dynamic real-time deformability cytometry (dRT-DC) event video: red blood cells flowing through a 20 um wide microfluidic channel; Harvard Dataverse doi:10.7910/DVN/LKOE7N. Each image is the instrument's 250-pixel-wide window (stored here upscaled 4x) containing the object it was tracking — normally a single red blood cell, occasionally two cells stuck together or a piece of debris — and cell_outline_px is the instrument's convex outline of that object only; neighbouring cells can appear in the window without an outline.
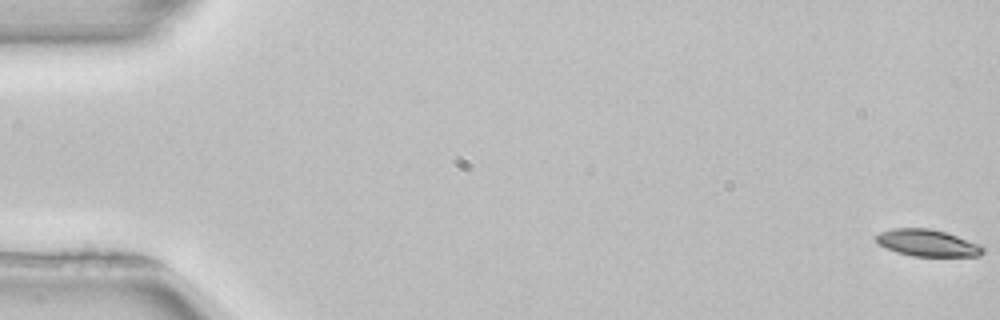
{"species": "common noctule bat (a hibernating species)", "species_latin": "Nyctalus noctula", "temperature_condition": "room temperature", "stored_images_in_passage": 53, "camera_frame_rate_fps": 3000, "um_per_image_px": 0.085, "animal": {"sex": "female", "body_mass_g": 22.7, "forearm_length_mm": 54.2}, "frame": {"image": 1, "passage_image": 1, "time_ms": 0.0, "image_size_px": [1000, 320], "cell_outline_px": [[984, 252], [980, 256], [912, 256], [896, 252], [880, 244], [876, 240], [876, 236], [880, 232], [892, 228], [928, 228], [944, 232], [980, 244], [984, 248]], "centroid_in_image_um": [78.84, 20.65], "position_along_channel_um": 6.2, "area_um2": 16.53}}
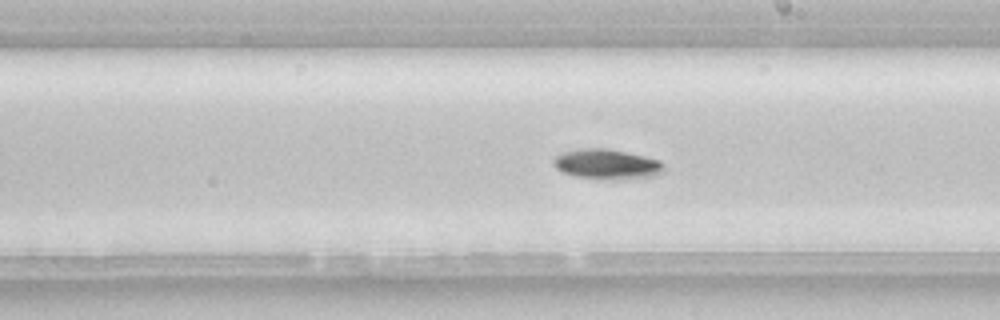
{"frame": {"image": 2, "passage_image": 31, "time_ms": 10.0, "image_size_px": [1000, 320], "cell_outline_px": [[664, 172], [656, 176], [628, 180], [600, 180], [576, 176], [560, 172], [552, 164], [552, 160], [556, 156], [564, 152], [580, 148], [608, 148], [644, 156], [660, 160], [664, 164]], "centroid_in_image_um": [51.6, 13.98], "position_along_channel_um": 237.4, "area_um2": 19.94}}
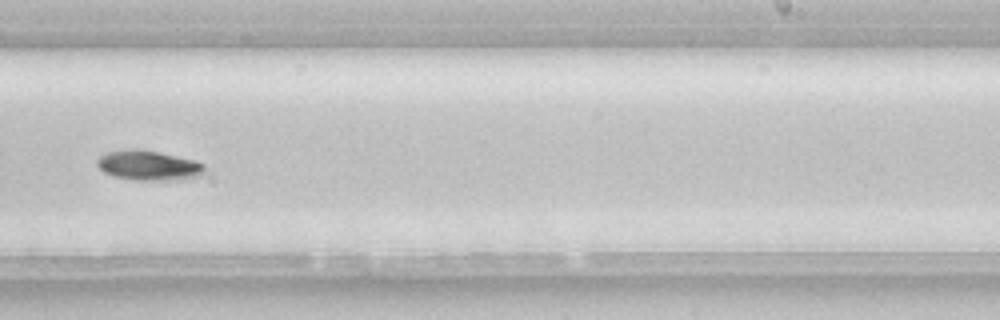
{"frame": {"image": 3, "passage_image": 34, "time_ms": 11.0, "image_size_px": [1000, 320], "cell_outline_px": [[204, 172], [200, 176], [172, 180], [132, 180], [112, 176], [104, 172], [96, 164], [96, 160], [100, 156], [108, 152], [132, 148], [136, 148], [196, 160], [204, 164]], "centroid_in_image_um": [12.6, 14.07], "position_along_channel_um": 276.4, "area_um2": 18.67}, "authors_computed_cell_mechanics": {"area_um2": 17.4556, "velocity_mm_per_s": 3.9428, "shape_relaxation_time_tau1_ms": 1.6338, "shape_relaxation_time_tau2_ms": null, "deformation_change_tau1": 0.0937, "deformation_change_tau2": null}}